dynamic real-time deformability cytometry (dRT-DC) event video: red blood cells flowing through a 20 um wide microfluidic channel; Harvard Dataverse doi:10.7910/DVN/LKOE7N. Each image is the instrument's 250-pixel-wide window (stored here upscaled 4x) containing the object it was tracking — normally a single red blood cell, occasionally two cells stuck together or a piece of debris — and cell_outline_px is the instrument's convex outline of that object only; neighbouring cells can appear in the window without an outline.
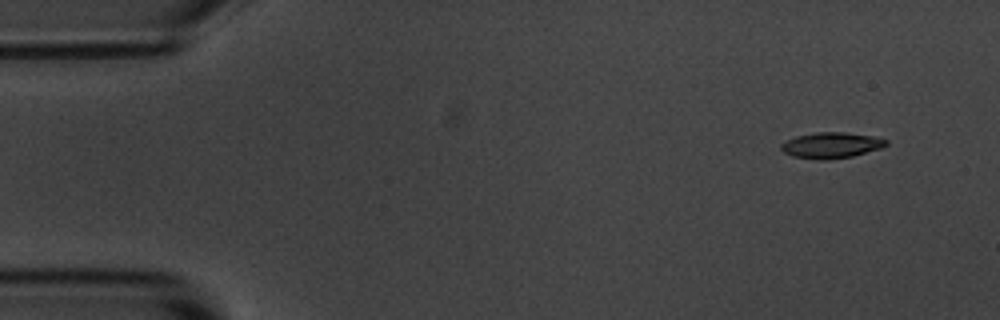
{"species": "common noctule bat (a hibernating species)", "species_latin": "Nyctalus noctula", "temperature_condition": "room temperature", "stored_images_in_passage": 6, "camera_frame_rate_fps": 3000, "um_per_image_px": 0.085, "animal": {"sex": "male", "body_mass_g": 20.1, "forearm_length_mm": 53.5}, "frame": {"image": 1, "passage_image": 1, "time_ms": 0.0, "image_size_px": [1000, 320], "cell_outline_px": [[888, 144], [880, 148], [852, 156], [828, 160], [816, 160], [792, 156], [784, 152], [780, 148], [780, 144], [796, 136], [816, 132], [844, 132], [876, 136], [888, 140]], "centroid_in_image_um": [70.66, 12.34], "position_along_channel_um": 14.3, "area_um2": 15.9}}
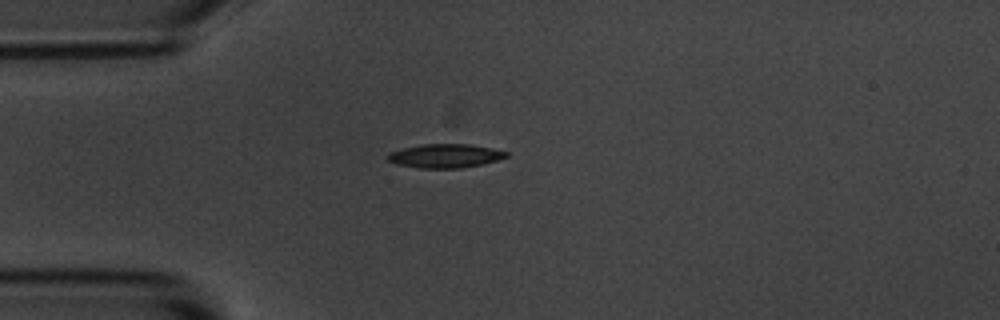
{"frame": {"image": 2, "passage_image": 3, "time_ms": 3.333, "image_size_px": [1000, 320], "cell_outline_px": [[508, 156], [496, 160], [480, 164], [460, 168], [420, 168], [396, 164], [388, 160], [384, 156], [388, 152], [420, 144], [472, 144], [492, 148], [508, 152]], "centroid_in_image_um": [37.79, 13.24], "position_along_channel_um": 47.2, "area_um2": 16.47}}
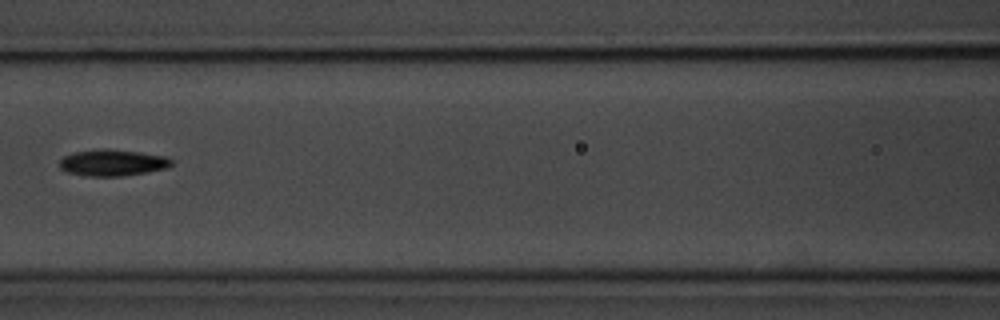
{"frame": {"image": 3, "passage_image": 6, "time_ms": 6.667, "image_size_px": [1000, 320], "cell_outline_px": [[172, 164], [168, 168], [148, 172], [120, 176], [88, 176], [68, 172], [60, 168], [60, 160], [64, 156], [72, 152], [100, 148], [108, 148], [140, 152], [164, 156], [172, 160]], "centroid_in_image_um": [9.56, 13.82], "position_along_channel_um": 157.0, "area_um2": 17.34}}